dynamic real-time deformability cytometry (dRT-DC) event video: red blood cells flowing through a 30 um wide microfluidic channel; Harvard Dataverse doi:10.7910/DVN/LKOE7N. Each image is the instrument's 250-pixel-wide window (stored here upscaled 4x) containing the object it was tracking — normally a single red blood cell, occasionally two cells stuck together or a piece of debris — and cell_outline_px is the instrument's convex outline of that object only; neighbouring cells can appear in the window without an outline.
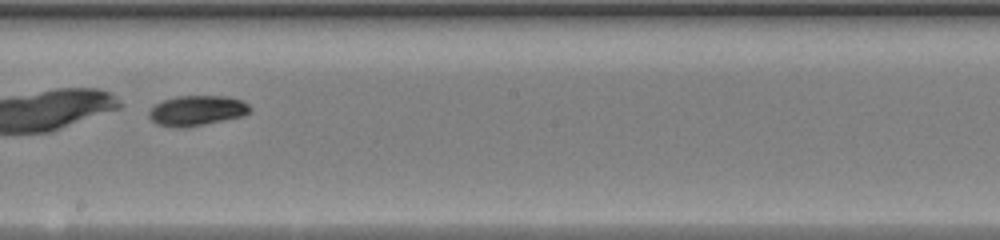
{"species": "common noctule bat (a hibernating species)", "species_latin": "Nyctalus noctula", "temperature_condition": "warm", "stored_images_in_passage": 47, "camera_frame_rate_fps": 3000, "um_per_image_px": 0.085, "animal": {"sex": "female", "body_mass_g": 20.0, "forearm_length_mm": 54.0}, "frame": {"image": 1, "passage_image": 27, "time_ms": 8.667, "image_size_px": [1000, 240], "cell_outline_px": [[252, 112], [244, 116], [204, 124], [180, 128], [176, 128], [156, 124], [148, 116], [148, 112], [156, 104], [164, 100], [176, 96], [228, 96], [240, 100], [248, 104], [252, 108]], "centroid_in_image_um": [16.76, 9.4], "position_along_channel_um": 231.4, "area_um2": 17.8}}
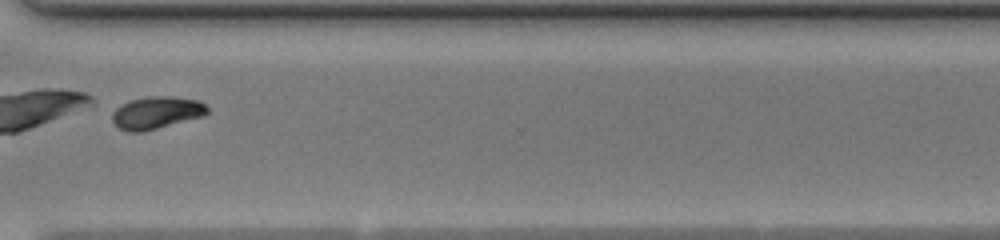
{"frame": {"image": 2, "passage_image": 36, "time_ms": 11.667, "image_size_px": [1000, 240], "cell_outline_px": [[208, 112], [204, 116], [140, 132], [128, 132], [120, 128], [112, 120], [112, 112], [116, 108], [132, 100], [148, 96], [172, 96], [196, 100], [204, 104], [208, 108]], "centroid_in_image_um": [13.3, 9.57], "position_along_channel_um": 357.3, "area_um2": 17.63}}